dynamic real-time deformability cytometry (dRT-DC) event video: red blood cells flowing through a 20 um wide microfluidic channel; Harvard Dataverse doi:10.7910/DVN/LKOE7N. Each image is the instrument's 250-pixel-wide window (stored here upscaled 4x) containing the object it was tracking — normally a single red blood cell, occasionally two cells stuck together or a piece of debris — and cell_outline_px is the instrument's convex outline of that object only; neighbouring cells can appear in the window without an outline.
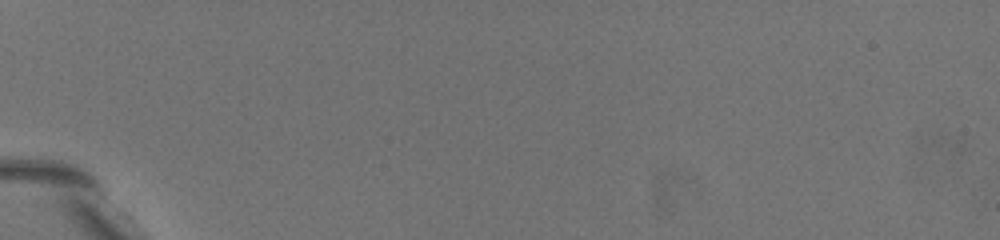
{"species": "common noctule bat (a hibernating species)", "species_latin": "Nyctalus noctula", "temperature_condition": "warm", "stored_images_in_passage": 2, "camera_frame_rate_fps": 3000, "um_per_image_px": 0.085, "animal": {"sex": "female", "body_mass_g": 19.5, "forearm_length_mm": 54.1}, "frame": {"image": 1, "passage_image": 1, "time_ms": 0.0, "image_size_px": [1000, 240], "cell_outline_px": [[184, 208], [168, 208], [120, 168], [104, 140], [116, 136], [136, 144], [164, 176], [180, 200]], "centroid_in_image_um": [12.14, 14.53], "position_along_channel_um": 72.9, "area_um2": 14.85}}